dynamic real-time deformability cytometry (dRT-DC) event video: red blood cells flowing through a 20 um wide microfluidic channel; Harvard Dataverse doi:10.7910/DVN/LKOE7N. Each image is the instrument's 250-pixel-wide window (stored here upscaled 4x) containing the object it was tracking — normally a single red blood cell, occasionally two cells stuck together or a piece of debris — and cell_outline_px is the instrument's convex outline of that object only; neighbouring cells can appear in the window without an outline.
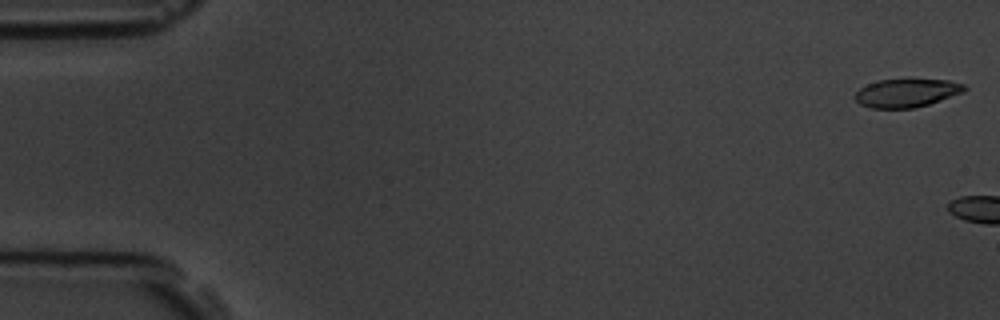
{"species": "common noctule bat (a hibernating species)", "species_latin": "Nyctalus noctula", "temperature_condition": "room temperature", "stored_images_in_passage": 3, "camera_frame_rate_fps": 3000, "um_per_image_px": 0.085, "animal": {"sex": "male", "body_mass_g": 19.5, "forearm_length_mm": 54.6}, "frame": {"image": 1, "passage_image": 1, "time_ms": 0.0, "image_size_px": [1000, 320], "cell_outline_px": [[968, 88], [964, 92], [928, 104], [912, 108], [872, 108], [860, 104], [856, 100], [856, 92], [860, 88], [868, 84], [880, 80], [948, 80], [964, 84]], "centroid_in_image_um": [77.08, 7.9], "position_along_channel_um": 7.9, "area_um2": 17.74}}